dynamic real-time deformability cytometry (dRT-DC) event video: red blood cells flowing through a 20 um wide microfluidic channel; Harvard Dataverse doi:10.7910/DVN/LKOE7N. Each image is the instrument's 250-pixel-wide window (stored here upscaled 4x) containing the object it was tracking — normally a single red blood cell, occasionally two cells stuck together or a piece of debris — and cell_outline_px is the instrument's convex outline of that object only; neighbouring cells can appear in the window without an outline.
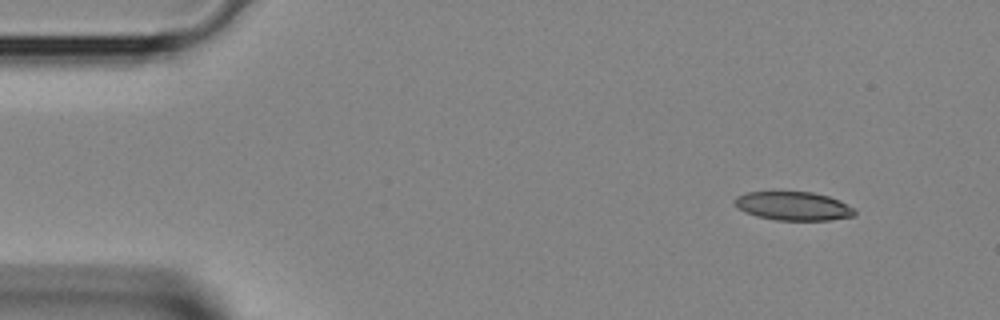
{"species": "Egyptian fruit bat (a non-hibernating species)", "species_latin": "Rousettus aegyptiacus", "temperature_condition": "room temperature", "stored_images_in_passage": 3, "camera_frame_rate_fps": 3000, "um_per_image_px": 0.085, "animal": {"sex": "female"}, "frame": {"image": 1, "passage_image": 1, "time_ms": 0.0, "image_size_px": [1000, 320], "cell_outline_px": [[856, 216], [832, 220], [776, 220], [756, 216], [744, 212], [732, 200], [736, 196], [748, 192], [812, 192], [828, 196], [840, 200], [852, 208], [856, 212]], "centroid_in_image_um": [67.44, 17.52], "position_along_channel_um": 17.6, "area_um2": 20.06}}
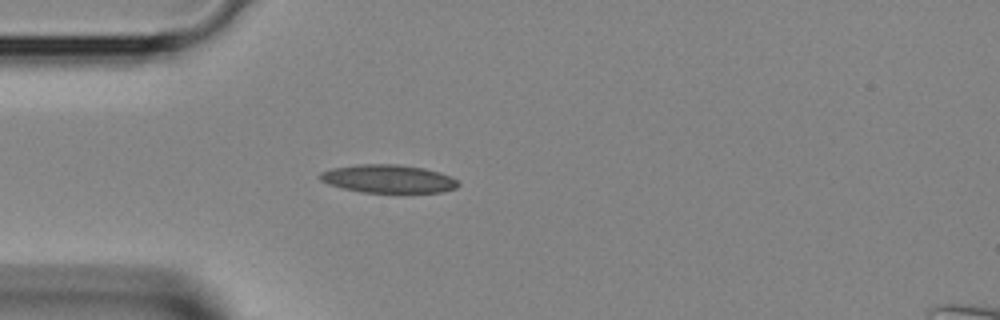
{"frame": {"image": 2, "passage_image": 3, "time_ms": 0.667, "image_size_px": [1000, 320], "cell_outline_px": [[460, 184], [456, 188], [440, 192], [404, 196], [360, 192], [328, 184], [320, 180], [320, 172], [332, 168], [356, 164], [396, 164], [424, 168], [440, 172], [452, 176], [460, 180]], "centroid_in_image_um": [33.09, 15.25], "position_along_channel_um": 51.9, "area_um2": 23.93}}